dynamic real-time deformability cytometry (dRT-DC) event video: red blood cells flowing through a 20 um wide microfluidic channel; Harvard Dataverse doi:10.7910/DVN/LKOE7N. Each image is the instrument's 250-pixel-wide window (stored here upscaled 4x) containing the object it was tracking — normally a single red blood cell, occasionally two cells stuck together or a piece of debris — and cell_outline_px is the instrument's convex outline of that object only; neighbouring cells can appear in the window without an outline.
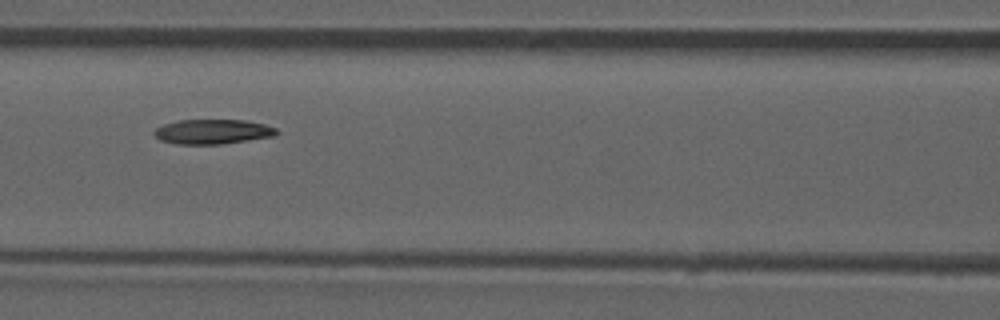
{"species": "common noctule bat (a hibernating species)", "species_latin": "Nyctalus noctula", "temperature_condition": "room temperature", "stored_images_in_passage": 54, "camera_frame_rate_fps": 3000, "um_per_image_px": 0.085, "animal": {"sex": "male", "forearm_length_mm": 52.5}, "frame": {"image": 1, "passage_image": 24, "time_ms": 7.667, "image_size_px": [1000, 320], "cell_outline_px": [[280, 132], [272, 136], [248, 140], [220, 144], [176, 144], [160, 140], [152, 132], [156, 128], [164, 124], [180, 120], [244, 120], [264, 124], [276, 128]], "centroid_in_image_um": [18.06, 11.19], "position_along_channel_um": 148.5, "area_um2": 17.51}}